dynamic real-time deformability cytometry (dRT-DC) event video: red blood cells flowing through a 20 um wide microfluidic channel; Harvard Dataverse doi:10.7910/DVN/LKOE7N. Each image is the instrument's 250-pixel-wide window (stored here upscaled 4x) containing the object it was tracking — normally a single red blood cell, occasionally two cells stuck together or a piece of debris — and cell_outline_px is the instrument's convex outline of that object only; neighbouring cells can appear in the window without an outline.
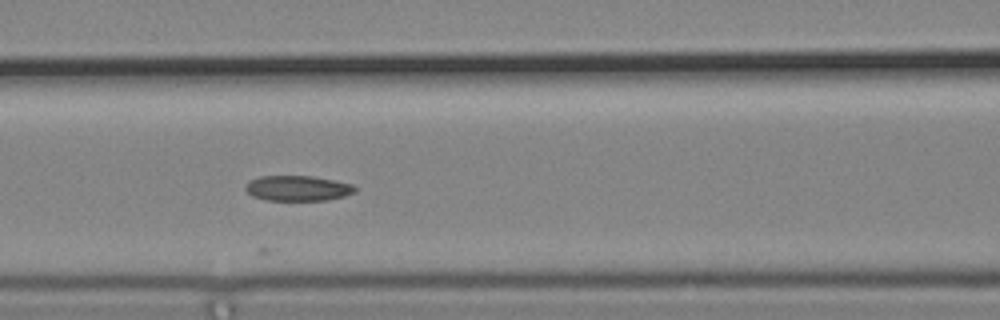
{"species": "common noctule bat (a hibernating species)", "species_latin": "Nyctalus noctula", "temperature_condition": "cold", "stored_images_in_passage": 12, "camera_frame_rate_fps": 3000, "um_per_image_px": 0.085, "animal": {"sex": "male", "body_mass_g": 19.2, "forearm_length_mm": 51.8}, "frame": {"image": 1, "passage_image": 6, "time_ms": 1.667, "image_size_px": [1000, 320], "cell_outline_px": [[356, 192], [344, 196], [328, 200], [264, 200], [252, 196], [244, 188], [244, 184], [260, 176], [312, 176], [352, 184], [356, 188]], "centroid_in_image_um": [25.29, 16.0], "position_along_channel_um": 141.3, "area_um2": 16.13}}
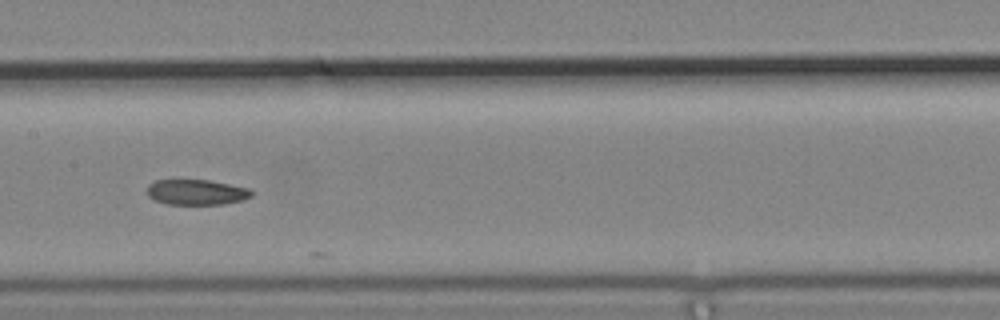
{"frame": {"image": 2, "passage_image": 10, "time_ms": 3.0, "image_size_px": [1000, 320], "cell_outline_px": [[252, 196], [240, 200], [224, 204], [168, 204], [156, 200], [148, 196], [148, 184], [156, 180], [176, 176], [208, 180], [252, 188]], "centroid_in_image_um": [16.66, 16.27], "position_along_channel_um": 190.7, "area_um2": 16.13}}